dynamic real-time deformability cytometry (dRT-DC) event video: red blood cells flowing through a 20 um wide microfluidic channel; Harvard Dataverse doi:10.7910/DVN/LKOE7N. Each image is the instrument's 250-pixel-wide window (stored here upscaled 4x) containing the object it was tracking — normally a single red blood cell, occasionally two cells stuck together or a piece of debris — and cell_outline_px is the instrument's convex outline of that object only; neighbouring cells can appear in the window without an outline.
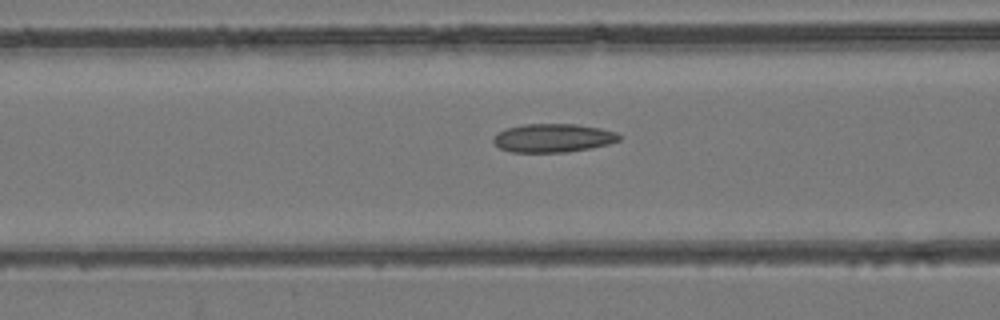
{"species": "common noctule bat (a hibernating species)", "species_latin": "Nyctalus noctula", "temperature_condition": "room temperature", "stored_images_in_passage": 38, "camera_frame_rate_fps": 3000, "um_per_image_px": 0.085, "animal": {"sex": "female", "body_mass_g": 24.6, "forearm_length_mm": 56.2}, "frame": {"image": 1, "passage_image": 9, "time_ms": 2.667, "image_size_px": [1000, 320], "cell_outline_px": [[620, 140], [608, 144], [592, 148], [568, 152], [512, 152], [500, 148], [492, 140], [492, 136], [504, 128], [524, 124], [576, 124], [600, 128], [616, 132], [620, 136]], "centroid_in_image_um": [46.99, 11.72], "position_along_channel_um": 119.6, "area_um2": 21.04}}
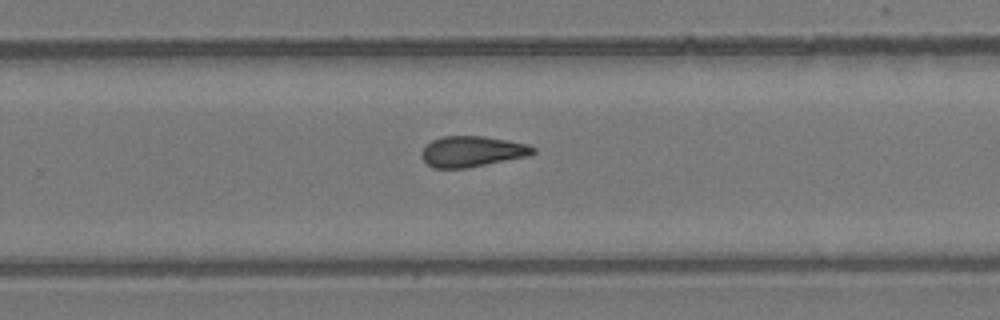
{"frame": {"image": 2, "passage_image": 21, "time_ms": 6.667, "image_size_px": [1000, 320], "cell_outline_px": [[536, 152], [528, 156], [468, 168], [432, 168], [420, 156], [420, 152], [432, 140], [444, 136], [484, 136], [508, 140], [528, 144], [536, 148]], "centroid_in_image_um": [40.14, 12.88], "position_along_channel_um": 289.7, "area_um2": 20.06}}
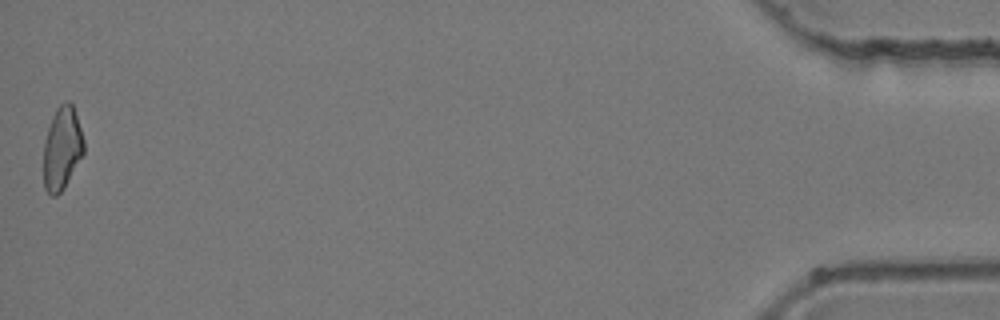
{"frame": {"image": 3, "passage_image": 38, "time_ms": 12.333, "image_size_px": [1000, 320], "cell_outline_px": [[84, 152], [64, 188], [56, 196], [52, 196], [44, 188], [44, 140], [52, 116], [56, 108], [64, 100], [68, 100], [72, 104], [84, 140]], "centroid_in_image_um": [5.26, 12.59], "position_along_channel_um": 429.9, "area_um2": 19.36}}